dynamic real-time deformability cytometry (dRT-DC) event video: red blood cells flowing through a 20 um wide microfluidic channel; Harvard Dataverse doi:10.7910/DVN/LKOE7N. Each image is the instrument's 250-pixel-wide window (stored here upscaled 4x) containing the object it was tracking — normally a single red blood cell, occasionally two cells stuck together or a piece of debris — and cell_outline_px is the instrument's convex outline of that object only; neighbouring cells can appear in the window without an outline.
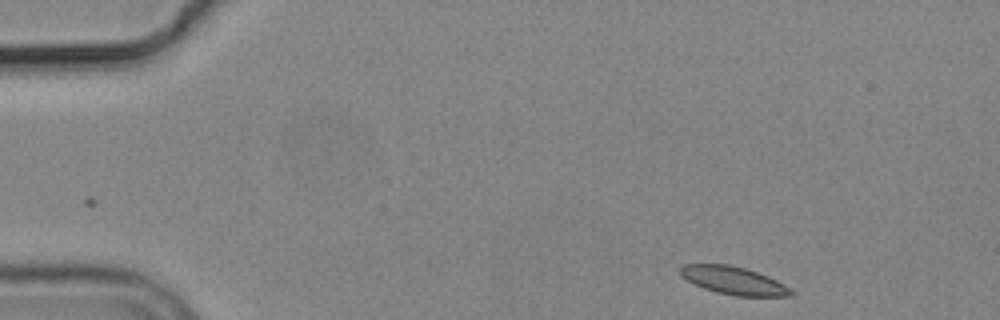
{"species": "common noctule bat (a hibernating species)", "species_latin": "Nyctalus noctula", "temperature_condition": "cold", "stored_images_in_passage": 4, "camera_frame_rate_fps": 3000, "um_per_image_px": 0.085, "animal": {"sex": "male", "body_mass_g": 19.2, "forearm_length_mm": 51.8}, "frame": {"image": 1, "passage_image": 1, "time_ms": 0.0, "image_size_px": [1000, 320], "cell_outline_px": [[796, 292], [792, 296], [736, 296], [716, 292], [704, 288], [680, 276], [680, 268], [684, 264], [728, 264], [744, 268], [768, 276], [784, 284]], "centroid_in_image_um": [62.38, 23.85], "position_along_channel_um": 22.6, "area_um2": 17.92}}
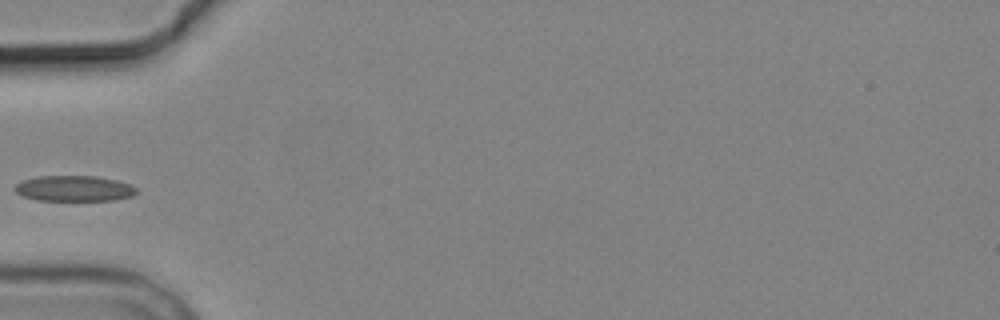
{"frame": {"image": 2, "passage_image": 4, "time_ms": 4.0, "image_size_px": [1000, 320], "cell_outline_px": [[140, 192], [132, 196], [116, 200], [36, 200], [24, 196], [16, 192], [12, 188], [16, 184], [24, 180], [36, 176], [96, 176], [116, 180], [128, 184], [136, 188]], "centroid_in_image_um": [6.31, 16.02], "position_along_channel_um": 78.7, "area_um2": 18.21}}